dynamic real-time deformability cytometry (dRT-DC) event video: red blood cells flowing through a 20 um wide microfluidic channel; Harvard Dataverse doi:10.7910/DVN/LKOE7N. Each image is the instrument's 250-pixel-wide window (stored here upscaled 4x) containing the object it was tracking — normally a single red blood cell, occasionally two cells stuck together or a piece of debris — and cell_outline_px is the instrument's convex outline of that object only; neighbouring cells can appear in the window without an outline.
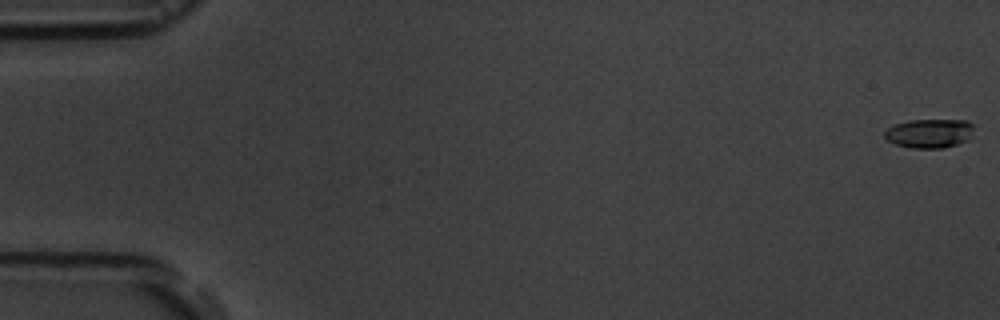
{"species": "common noctule bat (a hibernating species)", "species_latin": "Nyctalus noctula", "temperature_condition": "room temperature", "stored_images_in_passage": 57, "camera_frame_rate_fps": 3000, "um_per_image_px": 0.085, "animal": {"sex": "male", "body_mass_g": 19.5, "forearm_length_mm": 54.6}, "frame": {"image": 1, "passage_image": 1, "time_ms": 0.0, "image_size_px": [1000, 320], "cell_outline_px": [[972, 128], [968, 140], [944, 148], [912, 148], [896, 144], [888, 140], [884, 136], [884, 132], [888, 128], [896, 124], [908, 120], [968, 120], [972, 124]], "centroid_in_image_um": [78.99, 11.33], "position_along_channel_um": 6.0, "area_um2": 14.97}}
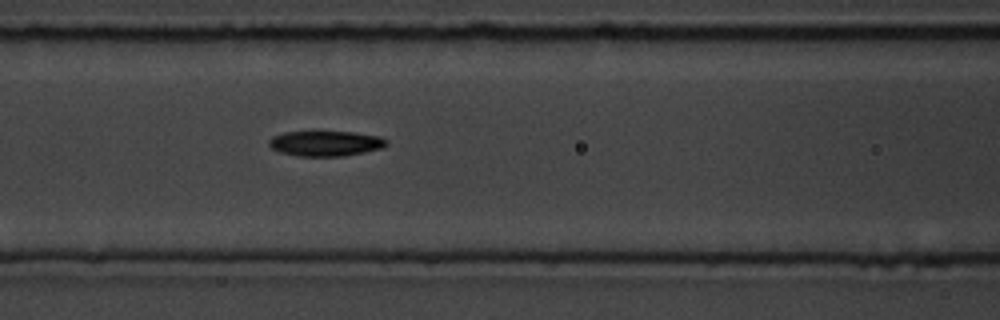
{"frame": {"image": 2, "passage_image": 25, "time_ms": 8.0, "image_size_px": [1000, 320], "cell_outline_px": [[388, 144], [384, 148], [344, 156], [296, 156], [280, 152], [272, 148], [268, 144], [268, 140], [272, 136], [284, 132], [312, 128], [352, 132], [380, 136], [388, 140]], "centroid_in_image_um": [27.65, 12.14], "position_along_channel_um": 139.0, "area_um2": 18.38}}
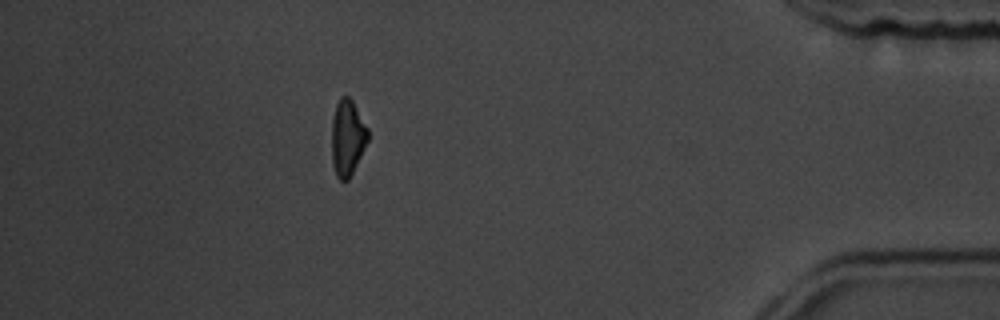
{"frame": {"image": 3, "passage_image": 51, "time_ms": 16.667, "image_size_px": [1000, 320], "cell_outline_px": [[368, 140], [348, 180], [340, 180], [336, 176], [332, 164], [332, 120], [336, 104], [340, 96], [348, 96], [352, 100], [368, 128]], "centroid_in_image_um": [29.52, 11.68], "position_along_channel_um": 405.7, "area_um2": 15.9}, "authors_computed_cell_mechanics": {"area_um2": 16.5886, "velocity_mm_per_s": 3.6366, "shape_relaxation_time_tau1_ms": 2.8012, "shape_relaxation_time_tau2_ms": null, "deformation_change_tau1": 0.1104, "deformation_change_tau2": null}}